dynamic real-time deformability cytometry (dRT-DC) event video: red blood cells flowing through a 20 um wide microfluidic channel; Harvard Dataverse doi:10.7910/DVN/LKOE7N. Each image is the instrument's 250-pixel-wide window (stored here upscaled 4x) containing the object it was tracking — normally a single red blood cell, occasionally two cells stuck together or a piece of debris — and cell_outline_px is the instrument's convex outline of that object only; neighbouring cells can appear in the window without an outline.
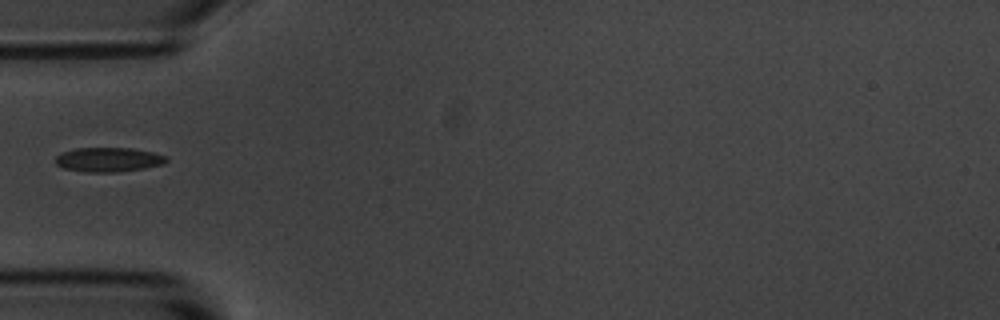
{"species": "common noctule bat (a hibernating species)", "species_latin": "Nyctalus noctula", "temperature_condition": "room temperature", "stored_images_in_passage": 3, "camera_frame_rate_fps": 3000, "um_per_image_px": 0.085, "animal": {"sex": "male", "body_mass_g": 20.1, "forearm_length_mm": 53.5}, "frame": {"image": 1, "passage_image": 1, "time_ms": 0.0, "image_size_px": [1000, 320], "cell_outline_px": [[168, 160], [164, 164], [144, 168], [116, 172], [84, 172], [64, 168], [56, 164], [56, 156], [64, 152], [76, 148], [132, 148], [152, 152], [168, 156]], "centroid_in_image_um": [9.25, 13.57], "position_along_channel_um": 75.7, "area_um2": 15.72}}
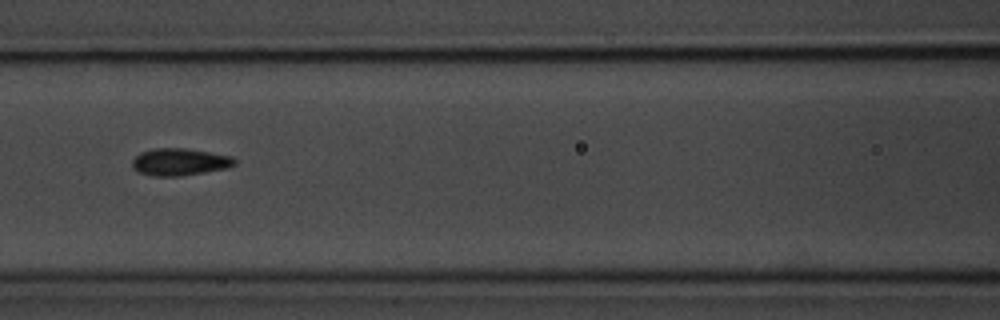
{"frame": {"image": 2, "passage_image": 3, "time_ms": 2.0, "image_size_px": [1000, 320], "cell_outline_px": [[236, 164], [228, 168], [180, 176], [152, 176], [140, 172], [132, 168], [132, 160], [140, 152], [152, 148], [184, 148], [232, 156], [236, 160]], "centroid_in_image_um": [15.26, 13.76], "position_along_channel_um": 151.3, "area_um2": 16.24}}